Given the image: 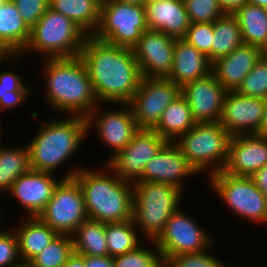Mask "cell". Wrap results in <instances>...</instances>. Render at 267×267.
Listing matches in <instances>:
<instances>
[{"label":"cell","mask_w":267,"mask_h":267,"mask_svg":"<svg viewBox=\"0 0 267 267\" xmlns=\"http://www.w3.org/2000/svg\"><path fill=\"white\" fill-rule=\"evenodd\" d=\"M166 143L154 130L140 129L123 150L109 157L107 165L121 179L133 184L142 177L147 162Z\"/></svg>","instance_id":"obj_13"},{"label":"cell","mask_w":267,"mask_h":267,"mask_svg":"<svg viewBox=\"0 0 267 267\" xmlns=\"http://www.w3.org/2000/svg\"><path fill=\"white\" fill-rule=\"evenodd\" d=\"M157 1H160V0H144V4H149V3L157 2Z\"/></svg>","instance_id":"obj_51"},{"label":"cell","mask_w":267,"mask_h":267,"mask_svg":"<svg viewBox=\"0 0 267 267\" xmlns=\"http://www.w3.org/2000/svg\"><path fill=\"white\" fill-rule=\"evenodd\" d=\"M213 255L203 252L178 254L165 262V267H232Z\"/></svg>","instance_id":"obj_39"},{"label":"cell","mask_w":267,"mask_h":267,"mask_svg":"<svg viewBox=\"0 0 267 267\" xmlns=\"http://www.w3.org/2000/svg\"><path fill=\"white\" fill-rule=\"evenodd\" d=\"M128 108L105 111L100 115L96 108L86 118L88 130L96 124L97 131L101 140L113 149L112 156L123 150L132 140L134 135L140 130L134 117L132 107L125 104Z\"/></svg>","instance_id":"obj_16"},{"label":"cell","mask_w":267,"mask_h":267,"mask_svg":"<svg viewBox=\"0 0 267 267\" xmlns=\"http://www.w3.org/2000/svg\"><path fill=\"white\" fill-rule=\"evenodd\" d=\"M53 120L43 122L45 125L28 144L32 170L53 173L75 153L83 138L88 135L84 117Z\"/></svg>","instance_id":"obj_4"},{"label":"cell","mask_w":267,"mask_h":267,"mask_svg":"<svg viewBox=\"0 0 267 267\" xmlns=\"http://www.w3.org/2000/svg\"><path fill=\"white\" fill-rule=\"evenodd\" d=\"M31 29L49 8V0H12Z\"/></svg>","instance_id":"obj_40"},{"label":"cell","mask_w":267,"mask_h":267,"mask_svg":"<svg viewBox=\"0 0 267 267\" xmlns=\"http://www.w3.org/2000/svg\"><path fill=\"white\" fill-rule=\"evenodd\" d=\"M264 108V99L242 96L236 91H227L220 124L231 136L256 134L262 121Z\"/></svg>","instance_id":"obj_17"},{"label":"cell","mask_w":267,"mask_h":267,"mask_svg":"<svg viewBox=\"0 0 267 267\" xmlns=\"http://www.w3.org/2000/svg\"><path fill=\"white\" fill-rule=\"evenodd\" d=\"M218 3L225 13H233L237 8L248 3V0H218Z\"/></svg>","instance_id":"obj_44"},{"label":"cell","mask_w":267,"mask_h":267,"mask_svg":"<svg viewBox=\"0 0 267 267\" xmlns=\"http://www.w3.org/2000/svg\"><path fill=\"white\" fill-rule=\"evenodd\" d=\"M2 230H0V267H12L20 263L15 264L20 258L17 236L15 231L11 233Z\"/></svg>","instance_id":"obj_41"},{"label":"cell","mask_w":267,"mask_h":267,"mask_svg":"<svg viewBox=\"0 0 267 267\" xmlns=\"http://www.w3.org/2000/svg\"><path fill=\"white\" fill-rule=\"evenodd\" d=\"M74 253L70 235H57L31 261L32 267H63Z\"/></svg>","instance_id":"obj_33"},{"label":"cell","mask_w":267,"mask_h":267,"mask_svg":"<svg viewBox=\"0 0 267 267\" xmlns=\"http://www.w3.org/2000/svg\"><path fill=\"white\" fill-rule=\"evenodd\" d=\"M52 176V173L31 169L13 182L9 193L24 206L29 217H37L52 199L59 183Z\"/></svg>","instance_id":"obj_20"},{"label":"cell","mask_w":267,"mask_h":267,"mask_svg":"<svg viewBox=\"0 0 267 267\" xmlns=\"http://www.w3.org/2000/svg\"><path fill=\"white\" fill-rule=\"evenodd\" d=\"M182 190L167 183H133V221L146 239L155 241L171 215L179 209Z\"/></svg>","instance_id":"obj_5"},{"label":"cell","mask_w":267,"mask_h":267,"mask_svg":"<svg viewBox=\"0 0 267 267\" xmlns=\"http://www.w3.org/2000/svg\"><path fill=\"white\" fill-rule=\"evenodd\" d=\"M198 173L174 142H167L147 162L138 181L161 182L183 189V178ZM182 184V186H181Z\"/></svg>","instance_id":"obj_19"},{"label":"cell","mask_w":267,"mask_h":267,"mask_svg":"<svg viewBox=\"0 0 267 267\" xmlns=\"http://www.w3.org/2000/svg\"><path fill=\"white\" fill-rule=\"evenodd\" d=\"M264 54L259 47L243 43L229 55L212 62L211 73L227 91H236Z\"/></svg>","instance_id":"obj_21"},{"label":"cell","mask_w":267,"mask_h":267,"mask_svg":"<svg viewBox=\"0 0 267 267\" xmlns=\"http://www.w3.org/2000/svg\"><path fill=\"white\" fill-rule=\"evenodd\" d=\"M209 177L214 192L237 215L267 223V199L250 177L234 176L223 170Z\"/></svg>","instance_id":"obj_9"},{"label":"cell","mask_w":267,"mask_h":267,"mask_svg":"<svg viewBox=\"0 0 267 267\" xmlns=\"http://www.w3.org/2000/svg\"><path fill=\"white\" fill-rule=\"evenodd\" d=\"M85 267H114L113 257L85 256Z\"/></svg>","instance_id":"obj_43"},{"label":"cell","mask_w":267,"mask_h":267,"mask_svg":"<svg viewBox=\"0 0 267 267\" xmlns=\"http://www.w3.org/2000/svg\"><path fill=\"white\" fill-rule=\"evenodd\" d=\"M214 37L213 22L190 23L182 38L203 53L212 63V40Z\"/></svg>","instance_id":"obj_37"},{"label":"cell","mask_w":267,"mask_h":267,"mask_svg":"<svg viewBox=\"0 0 267 267\" xmlns=\"http://www.w3.org/2000/svg\"><path fill=\"white\" fill-rule=\"evenodd\" d=\"M242 96L267 98V56L264 54L236 90Z\"/></svg>","instance_id":"obj_35"},{"label":"cell","mask_w":267,"mask_h":267,"mask_svg":"<svg viewBox=\"0 0 267 267\" xmlns=\"http://www.w3.org/2000/svg\"><path fill=\"white\" fill-rule=\"evenodd\" d=\"M46 62L48 103L55 110L87 118L99 102L82 58H47Z\"/></svg>","instance_id":"obj_3"},{"label":"cell","mask_w":267,"mask_h":267,"mask_svg":"<svg viewBox=\"0 0 267 267\" xmlns=\"http://www.w3.org/2000/svg\"><path fill=\"white\" fill-rule=\"evenodd\" d=\"M49 7L71 19L88 36L98 28L100 4L95 0H49Z\"/></svg>","instance_id":"obj_28"},{"label":"cell","mask_w":267,"mask_h":267,"mask_svg":"<svg viewBox=\"0 0 267 267\" xmlns=\"http://www.w3.org/2000/svg\"><path fill=\"white\" fill-rule=\"evenodd\" d=\"M97 1L100 5H103L107 0H95Z\"/></svg>","instance_id":"obj_52"},{"label":"cell","mask_w":267,"mask_h":267,"mask_svg":"<svg viewBox=\"0 0 267 267\" xmlns=\"http://www.w3.org/2000/svg\"><path fill=\"white\" fill-rule=\"evenodd\" d=\"M248 3L267 9V0H248Z\"/></svg>","instance_id":"obj_48"},{"label":"cell","mask_w":267,"mask_h":267,"mask_svg":"<svg viewBox=\"0 0 267 267\" xmlns=\"http://www.w3.org/2000/svg\"><path fill=\"white\" fill-rule=\"evenodd\" d=\"M87 36L71 19L49 7L30 29V38L23 52L32 49L47 58L77 57Z\"/></svg>","instance_id":"obj_6"},{"label":"cell","mask_w":267,"mask_h":267,"mask_svg":"<svg viewBox=\"0 0 267 267\" xmlns=\"http://www.w3.org/2000/svg\"><path fill=\"white\" fill-rule=\"evenodd\" d=\"M264 100H265L264 114L256 135L267 138V98Z\"/></svg>","instance_id":"obj_46"},{"label":"cell","mask_w":267,"mask_h":267,"mask_svg":"<svg viewBox=\"0 0 267 267\" xmlns=\"http://www.w3.org/2000/svg\"><path fill=\"white\" fill-rule=\"evenodd\" d=\"M238 20L244 44L267 50V9L249 3L232 13Z\"/></svg>","instance_id":"obj_26"},{"label":"cell","mask_w":267,"mask_h":267,"mask_svg":"<svg viewBox=\"0 0 267 267\" xmlns=\"http://www.w3.org/2000/svg\"><path fill=\"white\" fill-rule=\"evenodd\" d=\"M231 137L220 122L196 123L174 143L198 173L212 167L210 176L225 167Z\"/></svg>","instance_id":"obj_7"},{"label":"cell","mask_w":267,"mask_h":267,"mask_svg":"<svg viewBox=\"0 0 267 267\" xmlns=\"http://www.w3.org/2000/svg\"><path fill=\"white\" fill-rule=\"evenodd\" d=\"M250 178L267 199V164L256 171Z\"/></svg>","instance_id":"obj_42"},{"label":"cell","mask_w":267,"mask_h":267,"mask_svg":"<svg viewBox=\"0 0 267 267\" xmlns=\"http://www.w3.org/2000/svg\"><path fill=\"white\" fill-rule=\"evenodd\" d=\"M15 74L10 71L0 72V111L21 105L30 94V88L24 86L21 77Z\"/></svg>","instance_id":"obj_34"},{"label":"cell","mask_w":267,"mask_h":267,"mask_svg":"<svg viewBox=\"0 0 267 267\" xmlns=\"http://www.w3.org/2000/svg\"><path fill=\"white\" fill-rule=\"evenodd\" d=\"M0 128H1V126H0ZM1 132H2V130L0 129V138H1ZM1 140V139H0ZM2 145L0 144V147H1Z\"/></svg>","instance_id":"obj_53"},{"label":"cell","mask_w":267,"mask_h":267,"mask_svg":"<svg viewBox=\"0 0 267 267\" xmlns=\"http://www.w3.org/2000/svg\"><path fill=\"white\" fill-rule=\"evenodd\" d=\"M20 260L30 262L58 233L38 217H29L15 230Z\"/></svg>","instance_id":"obj_25"},{"label":"cell","mask_w":267,"mask_h":267,"mask_svg":"<svg viewBox=\"0 0 267 267\" xmlns=\"http://www.w3.org/2000/svg\"><path fill=\"white\" fill-rule=\"evenodd\" d=\"M133 219L120 223H105V234L110 257L137 249L138 237Z\"/></svg>","instance_id":"obj_32"},{"label":"cell","mask_w":267,"mask_h":267,"mask_svg":"<svg viewBox=\"0 0 267 267\" xmlns=\"http://www.w3.org/2000/svg\"><path fill=\"white\" fill-rule=\"evenodd\" d=\"M37 217L59 235L71 236L88 219L79 183L74 178H63Z\"/></svg>","instance_id":"obj_10"},{"label":"cell","mask_w":267,"mask_h":267,"mask_svg":"<svg viewBox=\"0 0 267 267\" xmlns=\"http://www.w3.org/2000/svg\"><path fill=\"white\" fill-rule=\"evenodd\" d=\"M30 38V28L23 21L12 0L0 2V42L13 54H21Z\"/></svg>","instance_id":"obj_24"},{"label":"cell","mask_w":267,"mask_h":267,"mask_svg":"<svg viewBox=\"0 0 267 267\" xmlns=\"http://www.w3.org/2000/svg\"><path fill=\"white\" fill-rule=\"evenodd\" d=\"M267 164V138L256 134L234 135L223 168L234 176L251 177Z\"/></svg>","instance_id":"obj_18"},{"label":"cell","mask_w":267,"mask_h":267,"mask_svg":"<svg viewBox=\"0 0 267 267\" xmlns=\"http://www.w3.org/2000/svg\"><path fill=\"white\" fill-rule=\"evenodd\" d=\"M71 237L75 253L84 256H109L105 223L87 219Z\"/></svg>","instance_id":"obj_29"},{"label":"cell","mask_w":267,"mask_h":267,"mask_svg":"<svg viewBox=\"0 0 267 267\" xmlns=\"http://www.w3.org/2000/svg\"><path fill=\"white\" fill-rule=\"evenodd\" d=\"M210 235L180 208L166 222L164 230L154 241L164 263L178 254L206 251L212 245Z\"/></svg>","instance_id":"obj_12"},{"label":"cell","mask_w":267,"mask_h":267,"mask_svg":"<svg viewBox=\"0 0 267 267\" xmlns=\"http://www.w3.org/2000/svg\"><path fill=\"white\" fill-rule=\"evenodd\" d=\"M12 267H32V265L30 264V262L20 261L19 264L15 265V266H12Z\"/></svg>","instance_id":"obj_50"},{"label":"cell","mask_w":267,"mask_h":267,"mask_svg":"<svg viewBox=\"0 0 267 267\" xmlns=\"http://www.w3.org/2000/svg\"><path fill=\"white\" fill-rule=\"evenodd\" d=\"M80 57L84 61L96 99L129 104L142 78L131 48L120 47L87 36Z\"/></svg>","instance_id":"obj_1"},{"label":"cell","mask_w":267,"mask_h":267,"mask_svg":"<svg viewBox=\"0 0 267 267\" xmlns=\"http://www.w3.org/2000/svg\"><path fill=\"white\" fill-rule=\"evenodd\" d=\"M212 62L229 55L243 44L240 25L232 13H225L213 22Z\"/></svg>","instance_id":"obj_30"},{"label":"cell","mask_w":267,"mask_h":267,"mask_svg":"<svg viewBox=\"0 0 267 267\" xmlns=\"http://www.w3.org/2000/svg\"><path fill=\"white\" fill-rule=\"evenodd\" d=\"M31 170L28 146L19 148L0 147V191H8L13 182Z\"/></svg>","instance_id":"obj_31"},{"label":"cell","mask_w":267,"mask_h":267,"mask_svg":"<svg viewBox=\"0 0 267 267\" xmlns=\"http://www.w3.org/2000/svg\"><path fill=\"white\" fill-rule=\"evenodd\" d=\"M210 73L209 59L185 40L176 39L173 66L167 78L182 87L185 83L206 77Z\"/></svg>","instance_id":"obj_23"},{"label":"cell","mask_w":267,"mask_h":267,"mask_svg":"<svg viewBox=\"0 0 267 267\" xmlns=\"http://www.w3.org/2000/svg\"><path fill=\"white\" fill-rule=\"evenodd\" d=\"M63 267H85V256L74 252Z\"/></svg>","instance_id":"obj_45"},{"label":"cell","mask_w":267,"mask_h":267,"mask_svg":"<svg viewBox=\"0 0 267 267\" xmlns=\"http://www.w3.org/2000/svg\"><path fill=\"white\" fill-rule=\"evenodd\" d=\"M147 30L144 5L107 0L100 5L99 25L92 36L114 46L132 49Z\"/></svg>","instance_id":"obj_8"},{"label":"cell","mask_w":267,"mask_h":267,"mask_svg":"<svg viewBox=\"0 0 267 267\" xmlns=\"http://www.w3.org/2000/svg\"><path fill=\"white\" fill-rule=\"evenodd\" d=\"M190 23L214 22L225 14L218 0H184Z\"/></svg>","instance_id":"obj_38"},{"label":"cell","mask_w":267,"mask_h":267,"mask_svg":"<svg viewBox=\"0 0 267 267\" xmlns=\"http://www.w3.org/2000/svg\"><path fill=\"white\" fill-rule=\"evenodd\" d=\"M176 38L161 31L147 30L132 48L141 76L167 78L173 66Z\"/></svg>","instance_id":"obj_14"},{"label":"cell","mask_w":267,"mask_h":267,"mask_svg":"<svg viewBox=\"0 0 267 267\" xmlns=\"http://www.w3.org/2000/svg\"><path fill=\"white\" fill-rule=\"evenodd\" d=\"M181 95V87L168 78L142 77L130 101L139 129L153 130L165 109Z\"/></svg>","instance_id":"obj_11"},{"label":"cell","mask_w":267,"mask_h":267,"mask_svg":"<svg viewBox=\"0 0 267 267\" xmlns=\"http://www.w3.org/2000/svg\"><path fill=\"white\" fill-rule=\"evenodd\" d=\"M227 90L212 73L185 83L181 95L186 99L197 123L220 122Z\"/></svg>","instance_id":"obj_15"},{"label":"cell","mask_w":267,"mask_h":267,"mask_svg":"<svg viewBox=\"0 0 267 267\" xmlns=\"http://www.w3.org/2000/svg\"><path fill=\"white\" fill-rule=\"evenodd\" d=\"M196 123L189 104L180 95L165 109L161 120L153 130L167 142H175L180 136L191 130Z\"/></svg>","instance_id":"obj_27"},{"label":"cell","mask_w":267,"mask_h":267,"mask_svg":"<svg viewBox=\"0 0 267 267\" xmlns=\"http://www.w3.org/2000/svg\"><path fill=\"white\" fill-rule=\"evenodd\" d=\"M19 57V54H13L11 51H9L1 42H0V62L2 60H6L8 61V59L10 58L11 61L12 60H17ZM8 58V59H7Z\"/></svg>","instance_id":"obj_47"},{"label":"cell","mask_w":267,"mask_h":267,"mask_svg":"<svg viewBox=\"0 0 267 267\" xmlns=\"http://www.w3.org/2000/svg\"><path fill=\"white\" fill-rule=\"evenodd\" d=\"M107 169L110 170L109 174L103 170L99 173L86 168H76L68 172L64 178H74L79 183L88 219L102 223L131 220L133 184L121 179L109 167Z\"/></svg>","instance_id":"obj_2"},{"label":"cell","mask_w":267,"mask_h":267,"mask_svg":"<svg viewBox=\"0 0 267 267\" xmlns=\"http://www.w3.org/2000/svg\"><path fill=\"white\" fill-rule=\"evenodd\" d=\"M151 243L154 244L156 253L139 246L131 252L113 257L114 267H165L155 242L151 241Z\"/></svg>","instance_id":"obj_36"},{"label":"cell","mask_w":267,"mask_h":267,"mask_svg":"<svg viewBox=\"0 0 267 267\" xmlns=\"http://www.w3.org/2000/svg\"><path fill=\"white\" fill-rule=\"evenodd\" d=\"M149 30L182 39L190 25L184 0H160L144 4Z\"/></svg>","instance_id":"obj_22"},{"label":"cell","mask_w":267,"mask_h":267,"mask_svg":"<svg viewBox=\"0 0 267 267\" xmlns=\"http://www.w3.org/2000/svg\"><path fill=\"white\" fill-rule=\"evenodd\" d=\"M122 3H134L139 5H144V0H116Z\"/></svg>","instance_id":"obj_49"}]
</instances>
